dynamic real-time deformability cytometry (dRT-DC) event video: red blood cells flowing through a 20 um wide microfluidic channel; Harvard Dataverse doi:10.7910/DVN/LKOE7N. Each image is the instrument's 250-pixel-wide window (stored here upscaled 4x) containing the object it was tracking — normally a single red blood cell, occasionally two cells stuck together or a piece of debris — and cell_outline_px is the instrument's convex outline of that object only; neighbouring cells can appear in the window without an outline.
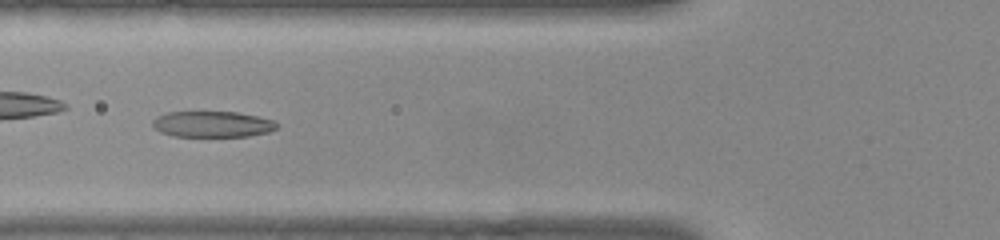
{"species": "common noctule bat (a hibernating species)", "species_latin": "Nyctalus noctula", "temperature_condition": "warm", "stored_images_in_passage": 45, "camera_frame_rate_fps": 3000, "um_per_image_px": 0.085, "animal": {"sex": "female", "body_mass_g": 22.0, "forearm_length_mm": 56.7}, "frame": {"image": 1, "passage_image": 12, "time_ms": 3.667, "image_size_px": [1000, 240], "cell_outline_px": [[276, 128], [268, 132], [248, 136], [172, 136], [160, 132], [152, 128], [152, 120], [156, 116], [168, 112], [236, 112], [256, 116], [272, 120], [276, 124]], "centroid_in_image_um": [17.97, 10.56], "position_along_channel_um": 107.8, "area_um2": 18.73}}
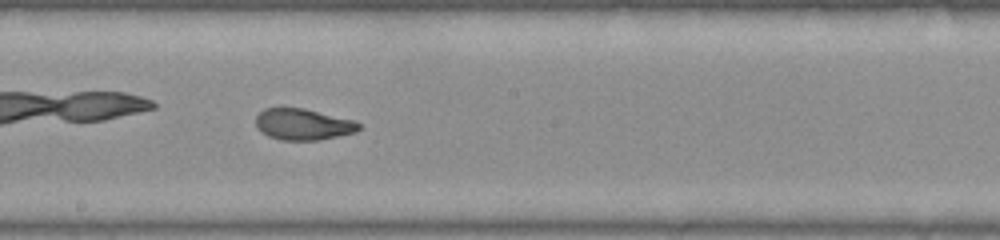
{"frame": {"image": 2, "passage_image": 21, "time_ms": 6.667, "image_size_px": [1000, 240], "cell_outline_px": [[360, 128], [356, 132], [320, 140], [280, 140], [268, 136], [260, 132], [256, 128], [256, 116], [264, 108], [304, 108], [356, 120], [360, 124]], "centroid_in_image_um": [25.76, 10.57], "position_along_channel_um": 222.4, "area_um2": 19.02}}
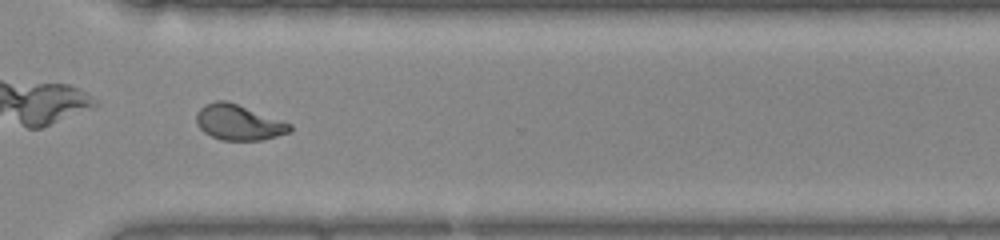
{"frame": {"image": 3, "passage_image": 31, "time_ms": 10.0, "image_size_px": [1000, 240], "cell_outline_px": [[292, 128], [288, 132], [264, 140], [220, 140], [204, 132], [196, 124], [196, 112], [204, 104], [216, 100], [224, 100], [236, 104], [292, 124]], "centroid_in_image_um": [20.24, 10.41], "position_along_channel_um": 350.4, "area_um2": 19.13}, "authors_computed_cell_mechanics": {"area_um2": 19.363, "velocity_mm_per_s": 3.8226, "shape_relaxation_time_tau1_ms": 4.6895, "shape_relaxation_time_tau2_ms": 0.8752, "deformation_change_tau1": 0.2111, "deformation_change_tau2": 0.0628}}